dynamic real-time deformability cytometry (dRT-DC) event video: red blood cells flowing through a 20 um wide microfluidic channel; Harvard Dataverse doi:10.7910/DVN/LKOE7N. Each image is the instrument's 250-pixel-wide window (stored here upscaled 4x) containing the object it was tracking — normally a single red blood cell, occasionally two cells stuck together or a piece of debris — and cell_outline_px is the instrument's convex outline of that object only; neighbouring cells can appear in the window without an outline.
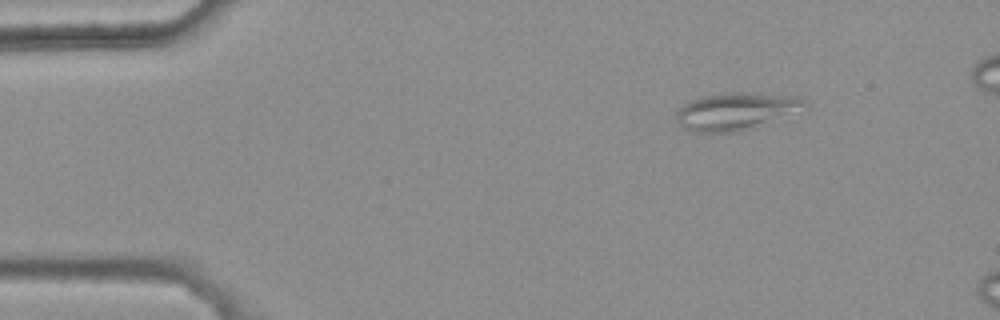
{"species": "common noctule bat (a hibernating species)", "species_latin": "Nyctalus noctula", "temperature_condition": "warm", "stored_images_in_passage": 9, "camera_frame_rate_fps": 3000, "um_per_image_px": 0.085, "animal": {"sex": "female", "body_mass_g": 25.1}, "frame": {"image": 1, "passage_image": 3, "time_ms": 0.667, "image_size_px": [1000, 320], "cell_outline_px": [[804, 104], [756, 128], [736, 132], [696, 132], [684, 128], [676, 120], [676, 112], [684, 104], [700, 96], [724, 92], [744, 92], [796, 96], [804, 100]], "centroid_in_image_um": [62.41, 9.45], "position_along_channel_um": 22.6, "area_um2": 27.22}}